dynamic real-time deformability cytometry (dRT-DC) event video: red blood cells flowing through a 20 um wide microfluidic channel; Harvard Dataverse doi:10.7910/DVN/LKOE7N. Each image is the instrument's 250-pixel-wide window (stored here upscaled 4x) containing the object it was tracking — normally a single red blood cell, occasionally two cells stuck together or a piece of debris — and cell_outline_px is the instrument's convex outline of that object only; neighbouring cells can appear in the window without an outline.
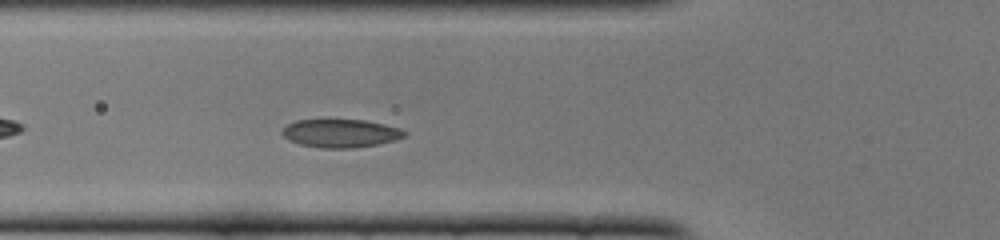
{"species": "common noctule bat (a hibernating species)", "species_latin": "Nyctalus noctula", "temperature_condition": "cold", "stored_images_in_passage": 34, "camera_frame_rate_fps": 3000, "um_per_image_px": 0.085, "animal": {"sex": "female", "body_mass_g": 22.0, "forearm_length_mm": 56.7}, "frame": {"image": 1, "passage_image": 7, "time_ms": 2.0, "image_size_px": [1000, 240], "cell_outline_px": [[408, 132], [404, 136], [396, 140], [376, 144], [352, 148], [320, 148], [300, 144], [288, 140], [280, 132], [288, 124], [296, 120], [364, 120], [384, 124], [400, 128]], "centroid_in_image_um": [28.95, 11.33], "position_along_channel_um": 96.9, "area_um2": 20.06}}
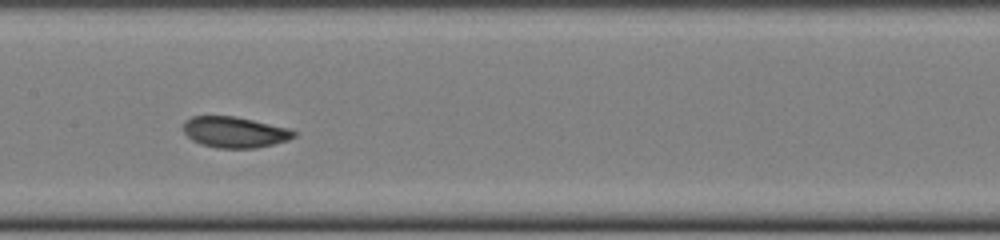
{"frame": {"image": 2, "passage_image": 14, "time_ms": 4.333, "image_size_px": [1000, 240], "cell_outline_px": [[296, 136], [288, 140], [256, 148], [216, 148], [200, 144], [192, 140], [184, 132], [184, 120], [192, 116], [236, 116], [288, 128], [296, 132]], "centroid_in_image_um": [19.93, 11.23], "position_along_channel_um": 187.5, "area_um2": 19.94}}
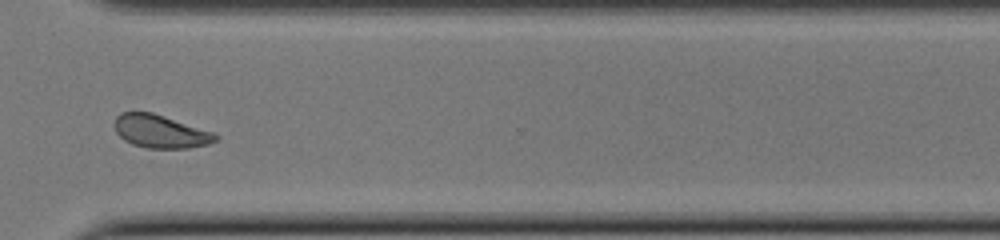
{"frame": {"image": 3, "passage_image": 27, "time_ms": 8.667, "image_size_px": [1000, 240], "cell_outline_px": [[220, 136], [216, 140], [208, 144], [188, 148], [148, 148], [132, 144], [124, 140], [116, 132], [112, 124], [116, 116], [120, 112], [152, 112], [212, 132]], "centroid_in_image_um": [13.58, 11.17], "position_along_channel_um": 357.0, "area_um2": 19.42}, "authors_computed_cell_mechanics": {"area_um2": 20.2589, "velocity_mm_per_s": 3.8878, "shape_relaxation_time_tau1_ms": 3.9354, "shape_relaxation_time_tau2_ms": 1.5693, "deformation_change_tau1": 0.1151, "deformation_change_tau2": 0.0648}}